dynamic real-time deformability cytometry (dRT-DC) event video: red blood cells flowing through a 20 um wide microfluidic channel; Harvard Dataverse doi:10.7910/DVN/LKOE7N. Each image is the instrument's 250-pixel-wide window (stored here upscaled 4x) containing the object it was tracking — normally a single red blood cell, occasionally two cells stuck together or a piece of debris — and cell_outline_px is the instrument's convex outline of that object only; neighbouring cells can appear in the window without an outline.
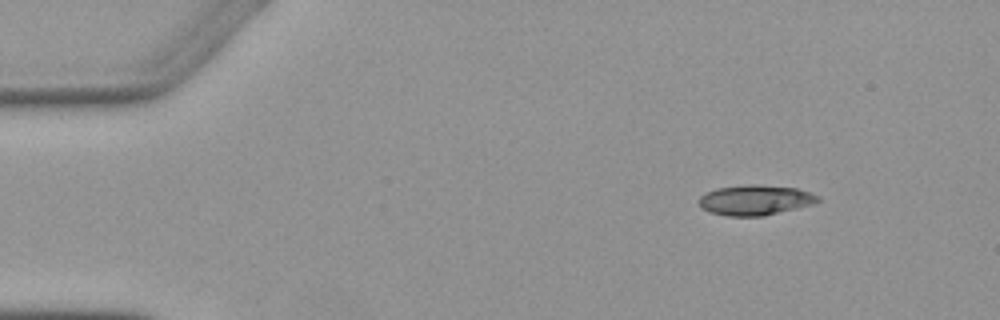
{"species": "Egyptian fruit bat (a non-hibernating species)", "species_latin": "Rousettus aegyptiacus", "temperature_condition": "warm", "stored_images_in_passage": 5, "camera_frame_rate_fps": 3000, "um_per_image_px": 0.085, "animal": {"sex": "female"}, "frame": {"image": 1, "passage_image": 1, "time_ms": 0.0, "image_size_px": [1000, 320], "cell_outline_px": [[820, 200], [812, 204], [764, 216], [728, 216], [708, 212], [700, 204], [700, 196], [704, 192], [716, 188], [744, 184], [756, 184], [796, 188], [820, 196]], "centroid_in_image_um": [64.17, 16.99], "position_along_channel_um": 20.8, "area_um2": 20.92}}
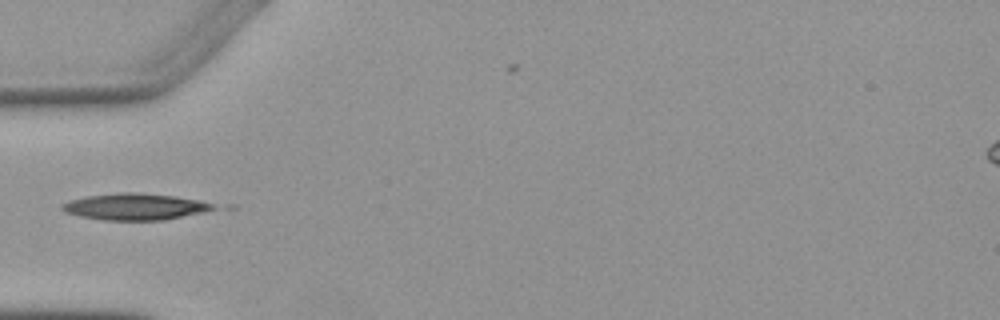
{"frame": {"image": 2, "passage_image": 4, "time_ms": 3.667, "image_size_px": [1000, 320], "cell_outline_px": [[216, 208], [204, 212], [164, 220], [104, 220], [80, 216], [64, 212], [60, 208], [60, 204], [68, 200], [88, 196], [120, 192], [136, 192], [176, 196], [200, 200], [212, 204]], "centroid_in_image_um": [11.43, 17.56], "position_along_channel_um": 73.6, "area_um2": 23.41}}
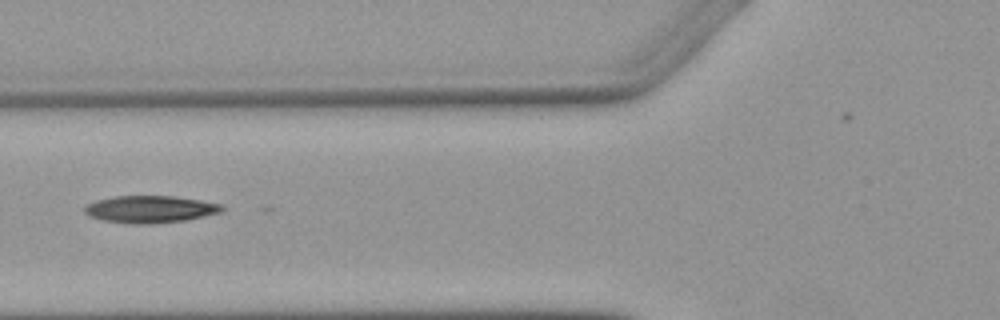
{"frame": {"image": 3, "passage_image": 5, "time_ms": 4.667, "image_size_px": [1000, 320], "cell_outline_px": [[224, 208], [220, 212], [204, 216], [184, 220], [148, 224], [132, 224], [104, 220], [88, 216], [84, 212], [84, 208], [88, 204], [96, 200], [116, 196], [172, 196], [200, 200], [220, 204]], "centroid_in_image_um": [12.73, 17.78], "position_along_channel_um": 113.1, "area_um2": 21.5}}